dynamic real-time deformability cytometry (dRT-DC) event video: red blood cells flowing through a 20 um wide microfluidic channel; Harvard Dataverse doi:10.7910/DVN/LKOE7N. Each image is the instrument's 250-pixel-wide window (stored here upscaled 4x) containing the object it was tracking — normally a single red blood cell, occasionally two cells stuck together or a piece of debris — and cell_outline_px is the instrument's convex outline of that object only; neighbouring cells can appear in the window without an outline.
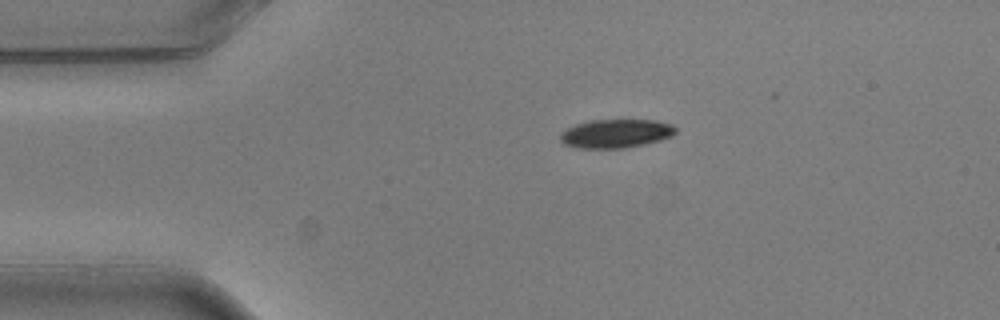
{"species": "common noctule bat (a hibernating species)", "species_latin": "Nyctalus noctula", "temperature_condition": "warm", "stored_images_in_passage": 2, "camera_frame_rate_fps": 3000, "um_per_image_px": 0.085, "animal": {"sex": "male", "body_mass_g": 20.5, "forearm_length_mm": 52.5}, "frame": {"image": 1, "passage_image": 1, "time_ms": 0.0, "image_size_px": [1000, 320], "cell_outline_px": [[676, 132], [672, 136], [660, 140], [644, 144], [624, 148], [576, 148], [564, 144], [560, 140], [560, 132], [576, 124], [592, 120], [656, 120], [672, 124], [676, 128]], "centroid_in_image_um": [52.35, 11.35], "position_along_channel_um": 32.7, "area_um2": 19.31}}